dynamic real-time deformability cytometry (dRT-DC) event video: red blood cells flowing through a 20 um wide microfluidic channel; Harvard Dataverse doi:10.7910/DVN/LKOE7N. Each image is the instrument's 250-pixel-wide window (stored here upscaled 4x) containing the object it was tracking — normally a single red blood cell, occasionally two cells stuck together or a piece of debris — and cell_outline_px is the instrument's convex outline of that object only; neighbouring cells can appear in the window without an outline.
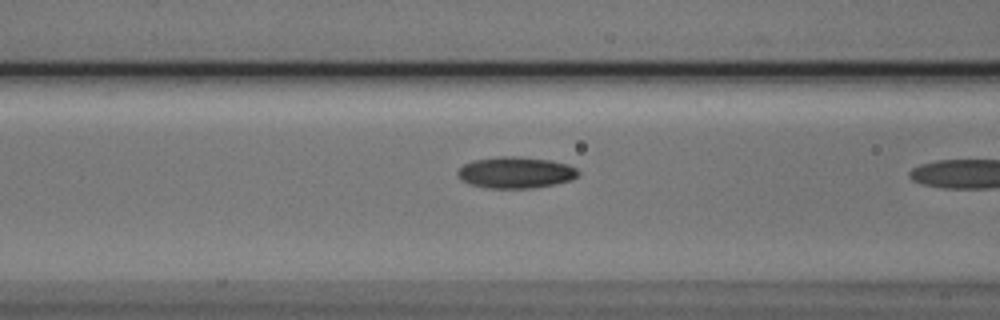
{"species": "Egyptian fruit bat (a non-hibernating species)", "species_latin": "Rousettus aegyptiacus", "temperature_condition": "cold", "stored_images_in_passage": 21, "camera_frame_rate_fps": 3000, "um_per_image_px": 0.085, "animal": {"sex": "male"}, "frame": {"image": 1, "passage_image": 20, "time_ms": 6.333, "image_size_px": [1000, 320], "cell_outline_px": [[580, 176], [572, 180], [532, 188], [488, 188], [468, 184], [460, 180], [456, 176], [456, 172], [464, 164], [476, 160], [496, 156], [516, 156], [548, 160], [568, 164], [576, 168], [580, 172]], "centroid_in_image_um": [43.82, 14.67], "position_along_channel_um": 122.8, "area_um2": 22.2}}